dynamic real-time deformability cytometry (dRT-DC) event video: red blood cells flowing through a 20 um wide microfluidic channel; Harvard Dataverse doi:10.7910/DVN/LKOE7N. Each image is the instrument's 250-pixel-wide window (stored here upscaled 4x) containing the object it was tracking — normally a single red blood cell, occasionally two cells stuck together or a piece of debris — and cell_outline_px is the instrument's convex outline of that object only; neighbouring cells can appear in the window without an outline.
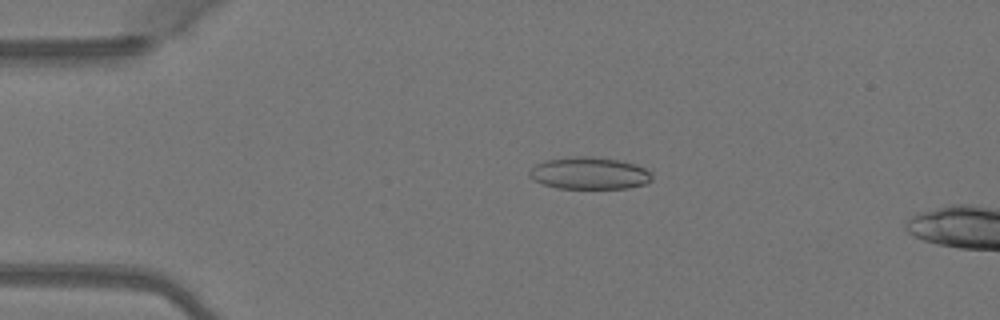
{"species": "Egyptian fruit bat (a non-hibernating species)", "species_latin": "Rousettus aegyptiacus", "temperature_condition": "warm", "stored_images_in_passage": 37, "camera_frame_rate_fps": 3000, "um_per_image_px": 0.085, "animal": {"sex": "female"}, "frame": {"image": 1, "passage_image": 3, "time_ms": 0.667, "image_size_px": [1000, 320], "cell_outline_px": [[652, 180], [644, 184], [628, 188], [556, 188], [532, 180], [528, 176], [528, 172], [536, 164], [544, 160], [568, 156], [592, 156], [616, 160], [636, 164], [652, 172]], "centroid_in_image_um": [50.07, 14.72], "position_along_channel_um": 34.9, "area_um2": 23.12}}
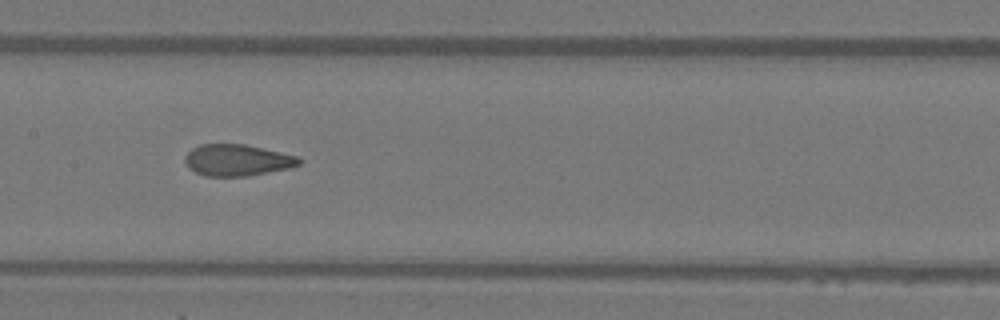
{"frame": {"image": 2, "passage_image": 17, "time_ms": 5.333, "image_size_px": [1000, 320], "cell_outline_px": [[300, 164], [288, 168], [248, 176], [204, 176], [188, 168], [184, 160], [184, 156], [192, 148], [200, 144], [244, 144], [300, 156]], "centroid_in_image_um": [20.14, 13.61], "position_along_channel_um": 187.3, "area_um2": 20.98}}
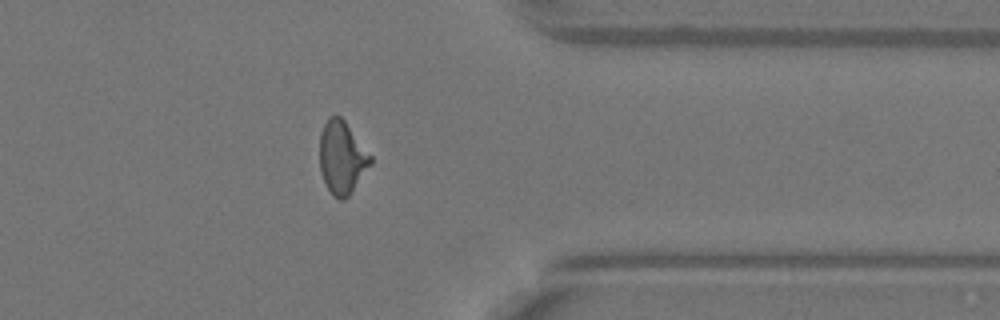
{"frame": {"image": 3, "passage_image": 32, "time_ms": 10.333, "image_size_px": [1000, 320], "cell_outline_px": [[372, 164], [348, 196], [344, 200], [340, 200], [332, 196], [324, 180], [320, 168], [320, 132], [328, 116], [340, 116], [344, 120], [372, 156]], "centroid_in_image_um": [29.07, 13.39], "position_along_channel_um": 382.3, "area_um2": 21.5}, "authors_computed_cell_mechanics": {"area_um2": 21.4438, "velocity_mm_per_s": 4.1156, "shape_relaxation_time_tau1_ms": null, "shape_relaxation_time_tau2_ms": 1.0642, "deformation_change_tau1": null, "deformation_change_tau2": 0.0783}}